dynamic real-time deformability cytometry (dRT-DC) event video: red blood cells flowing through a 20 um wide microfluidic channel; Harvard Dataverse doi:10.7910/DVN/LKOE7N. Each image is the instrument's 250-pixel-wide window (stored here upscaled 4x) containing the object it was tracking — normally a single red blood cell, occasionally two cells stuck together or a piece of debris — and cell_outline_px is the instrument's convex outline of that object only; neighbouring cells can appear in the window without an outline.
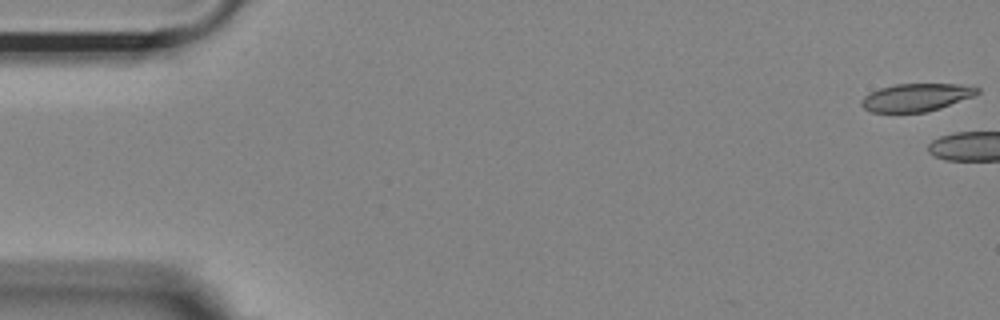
{"species": "Egyptian fruit bat (a non-hibernating species)", "species_latin": "Rousettus aegyptiacus", "temperature_condition": "room temperature", "stored_images_in_passage": 4, "camera_frame_rate_fps": 3000, "um_per_image_px": 0.085, "animal": {"sex": "female"}, "frame": {"image": 1, "passage_image": 1, "time_ms": 0.0, "image_size_px": [1000, 320], "cell_outline_px": [[980, 92], [972, 96], [940, 108], [924, 112], [872, 112], [864, 108], [860, 104], [860, 100], [864, 96], [880, 88], [896, 84], [960, 84], [980, 88]], "centroid_in_image_um": [77.86, 8.27], "position_along_channel_um": 7.1, "area_um2": 18.55}}